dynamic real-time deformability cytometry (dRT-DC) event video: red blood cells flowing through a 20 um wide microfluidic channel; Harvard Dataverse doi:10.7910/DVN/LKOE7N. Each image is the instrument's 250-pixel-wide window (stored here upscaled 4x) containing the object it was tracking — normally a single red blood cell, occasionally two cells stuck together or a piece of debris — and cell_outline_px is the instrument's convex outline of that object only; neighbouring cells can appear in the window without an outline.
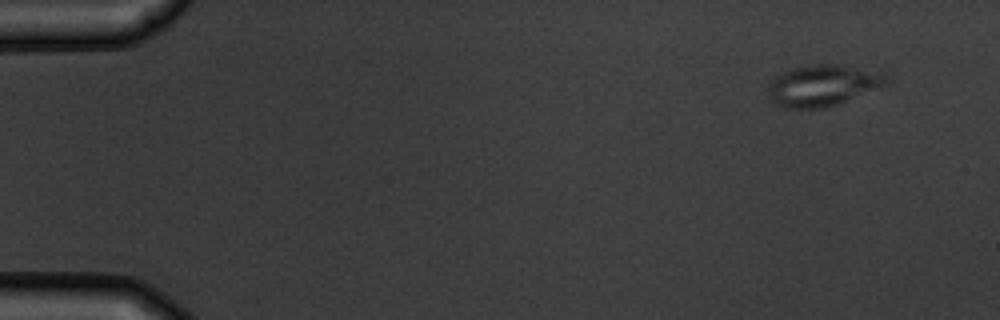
{"species": "common noctule bat (a hibernating species)", "species_latin": "Nyctalus noctula", "temperature_condition": "warm", "stored_images_in_passage": 5, "camera_frame_rate_fps": 3000, "um_per_image_px": 0.085, "animal": {"sex": "male", "body_mass_g": 19.5, "forearm_length_mm": 54.6}, "frame": {"image": 1, "passage_image": 1, "time_ms": 0.0, "image_size_px": [1000, 320], "cell_outline_px": [[892, 80], [884, 88], [824, 108], [784, 108], [772, 104], [768, 96], [768, 84], [776, 76], [792, 68], [812, 64], [840, 64], [884, 72], [892, 76]], "centroid_in_image_um": [70.02, 7.26], "position_along_channel_um": 15.0, "area_um2": 29.3}}